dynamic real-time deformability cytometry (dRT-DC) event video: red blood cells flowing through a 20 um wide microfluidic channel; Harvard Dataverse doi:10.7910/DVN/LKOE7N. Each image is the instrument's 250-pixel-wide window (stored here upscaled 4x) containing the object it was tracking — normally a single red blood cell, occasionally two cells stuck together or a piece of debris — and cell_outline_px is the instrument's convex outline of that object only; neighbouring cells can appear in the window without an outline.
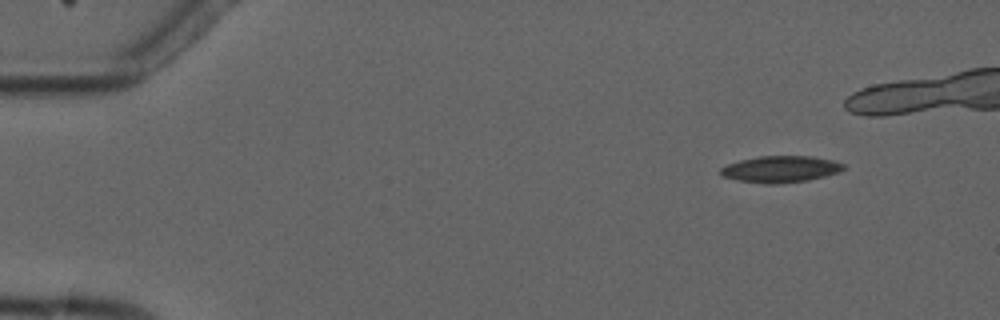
{"species": "common noctule bat (a hibernating species)", "species_latin": "Nyctalus noctula", "temperature_condition": "cold", "stored_images_in_passage": 5, "camera_frame_rate_fps": 3000, "um_per_image_px": 0.085, "animal": {"sex": "male", "forearm_length_mm": 52.5}, "frame": {"image": 1, "passage_image": 1, "time_ms": 0.0, "image_size_px": [1000, 320], "cell_outline_px": [[844, 168], [840, 172], [808, 180], [776, 184], [764, 184], [740, 180], [724, 176], [720, 172], [720, 168], [728, 164], [740, 160], [760, 156], [812, 156], [832, 160], [844, 164]], "centroid_in_image_um": [66.37, 14.37], "position_along_channel_um": 18.6, "area_um2": 18.84}}